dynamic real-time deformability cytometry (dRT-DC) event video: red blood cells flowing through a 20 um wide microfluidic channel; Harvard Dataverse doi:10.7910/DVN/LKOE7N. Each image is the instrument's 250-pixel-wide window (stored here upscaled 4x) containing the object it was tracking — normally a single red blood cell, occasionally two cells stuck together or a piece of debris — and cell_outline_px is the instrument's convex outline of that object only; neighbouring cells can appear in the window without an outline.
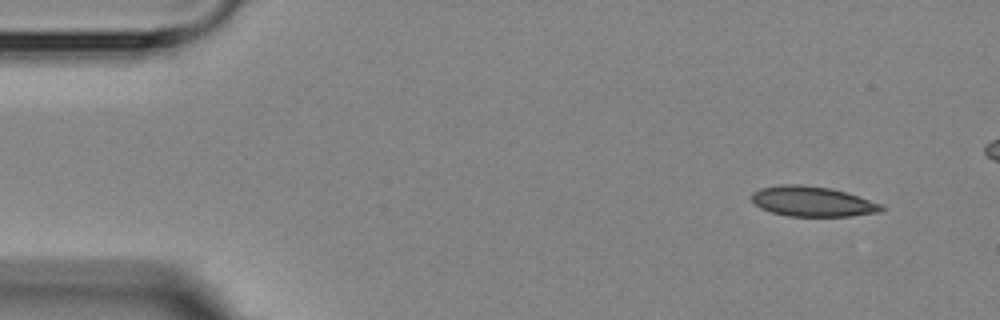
{"species": "Egyptian fruit bat (a non-hibernating species)", "species_latin": "Rousettus aegyptiacus", "temperature_condition": "room temperature", "stored_images_in_passage": 4, "camera_frame_rate_fps": 3000, "um_per_image_px": 0.085, "animal": {"sex": "female"}, "frame": {"image": 1, "passage_image": 1, "time_ms": 0.0, "image_size_px": [1000, 320], "cell_outline_px": [[884, 208], [880, 212], [852, 216], [788, 216], [772, 212], [760, 208], [752, 200], [752, 192], [760, 188], [780, 184], [800, 184], [832, 188], [884, 204]], "centroid_in_image_um": [69.07, 17.12], "position_along_channel_um": 15.9, "area_um2": 22.89}}